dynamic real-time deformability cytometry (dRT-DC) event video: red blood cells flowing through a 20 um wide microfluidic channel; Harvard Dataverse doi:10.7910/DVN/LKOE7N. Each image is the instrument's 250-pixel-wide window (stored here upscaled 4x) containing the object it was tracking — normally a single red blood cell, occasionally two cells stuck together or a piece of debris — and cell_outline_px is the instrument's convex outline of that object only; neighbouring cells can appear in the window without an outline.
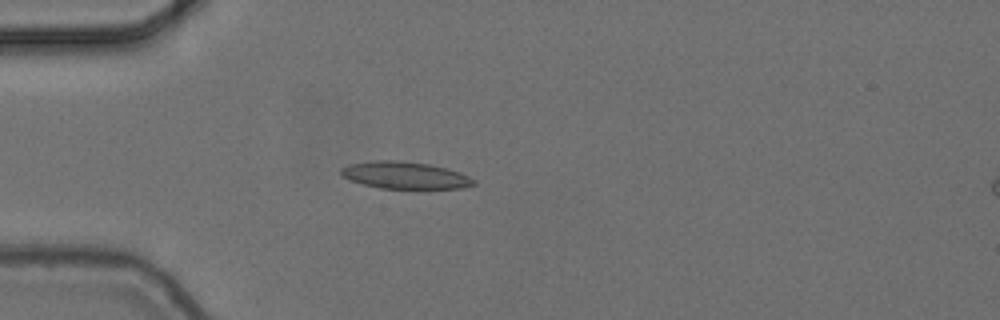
{"species": "common noctule bat (a hibernating species)", "species_latin": "Nyctalus noctula", "temperature_condition": "cold", "stored_images_in_passage": 6, "camera_frame_rate_fps": 3000, "um_per_image_px": 0.085, "animal": {"sex": "female", "body_mass_g": 24.6, "forearm_length_mm": 56.2}, "frame": {"image": 1, "passage_image": 5, "time_ms": 1.333, "image_size_px": [1000, 320], "cell_outline_px": [[476, 184], [460, 188], [380, 188], [348, 180], [340, 172], [340, 168], [348, 164], [372, 160], [400, 160], [428, 164], [448, 168], [460, 172], [476, 180]], "centroid_in_image_um": [34.41, 14.88], "position_along_channel_um": 50.6, "area_um2": 20.98}}